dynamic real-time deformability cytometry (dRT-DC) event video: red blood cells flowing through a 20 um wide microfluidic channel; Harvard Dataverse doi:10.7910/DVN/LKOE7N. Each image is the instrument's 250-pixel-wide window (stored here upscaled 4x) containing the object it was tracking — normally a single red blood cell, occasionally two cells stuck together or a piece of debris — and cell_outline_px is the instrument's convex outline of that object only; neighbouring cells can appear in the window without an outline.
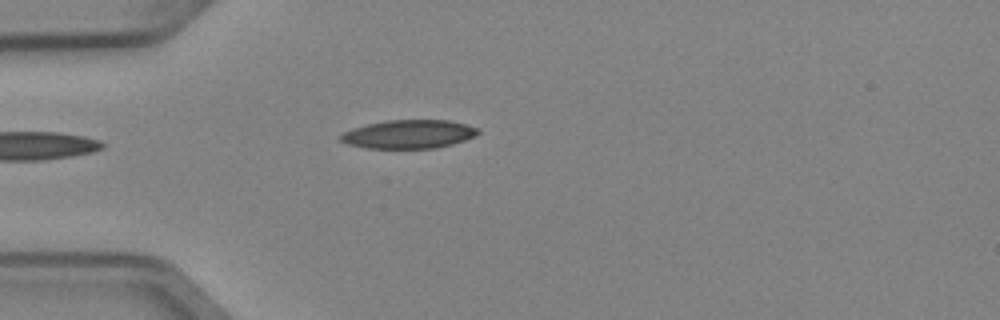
{"species": "Egyptian fruit bat (a non-hibernating species)", "species_latin": "Rousettus aegyptiacus", "temperature_condition": "cold", "stored_images_in_passage": 5, "camera_frame_rate_fps": 3000, "um_per_image_px": 0.085, "animal": {"sex": "female"}, "frame": {"image": 1, "passage_image": 4, "time_ms": 1.0, "image_size_px": [1000, 320], "cell_outline_px": [[480, 132], [476, 136], [452, 144], [436, 148], [368, 148], [348, 144], [340, 140], [340, 136], [344, 132], [352, 128], [368, 124], [388, 120], [448, 120], [464, 124], [476, 128]], "centroid_in_image_um": [34.74, 11.4], "position_along_channel_um": 50.3, "area_um2": 22.66}}